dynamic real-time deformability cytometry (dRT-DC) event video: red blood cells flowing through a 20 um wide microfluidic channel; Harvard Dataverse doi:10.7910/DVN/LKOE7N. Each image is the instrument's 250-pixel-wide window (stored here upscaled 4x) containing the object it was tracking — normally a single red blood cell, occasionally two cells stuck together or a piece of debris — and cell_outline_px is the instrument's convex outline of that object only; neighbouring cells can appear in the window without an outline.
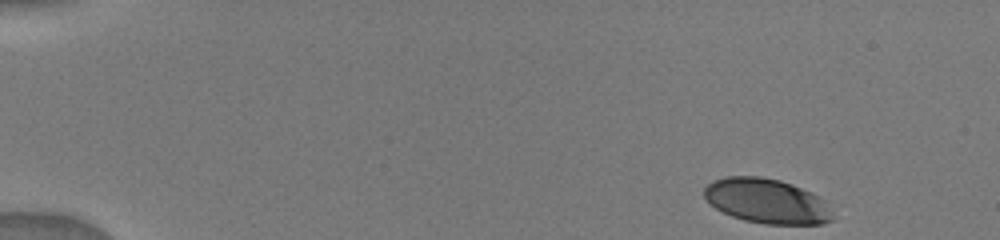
{"species": "human", "species_latin": "Homo sapiens", "temperature_condition": "warm", "stored_images_in_passage": 12, "camera_frame_rate_fps": 3000, "um_per_image_px": 0.085, "donor": {"sex": "male"}, "frame": {"image": 1, "passage_image": 1, "time_ms": 0.0, "image_size_px": [1000, 240], "cell_outline_px": [[832, 220], [824, 224], [764, 224], [744, 220], [732, 216], [716, 208], [704, 196], [704, 188], [712, 180], [728, 176], [760, 176], [780, 180], [792, 184], [812, 192], [820, 196], [824, 200], [832, 216]], "centroid_in_image_um": [65.18, 17.08], "position_along_channel_um": 19.8, "area_um2": 33.41}}
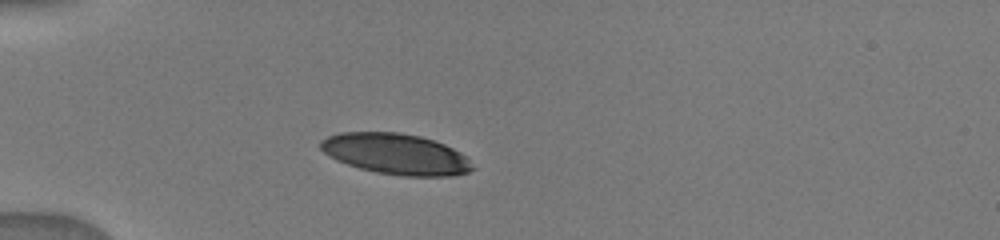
{"frame": {"image": 2, "passage_image": 4, "time_ms": 3.333, "image_size_px": [1000, 240], "cell_outline_px": [[476, 168], [468, 172], [452, 176], [404, 176], [376, 172], [360, 168], [336, 160], [324, 152], [320, 148], [320, 140], [328, 136], [340, 132], [400, 132], [420, 136], [444, 144], [468, 156]], "centroid_in_image_um": [33.68, 13.09], "position_along_channel_um": 51.3, "area_um2": 36.3}}
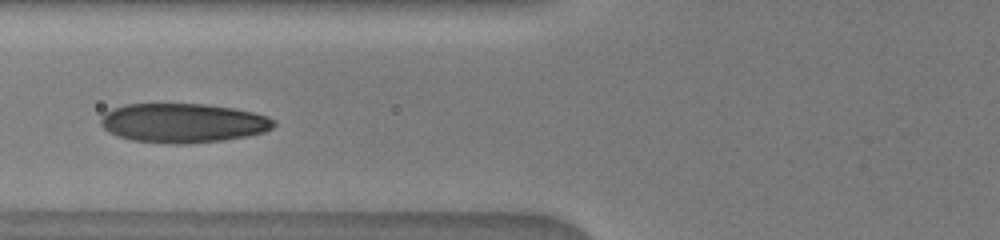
{"frame": {"image": 3, "passage_image": 6, "time_ms": 5.333, "image_size_px": [1000, 240], "cell_outline_px": [[276, 124], [272, 128], [264, 132], [248, 136], [220, 140], [184, 144], [176, 144], [132, 140], [116, 136], [108, 132], [100, 124], [100, 120], [112, 108], [124, 104], [204, 104], [232, 108], [252, 112], [268, 116], [276, 120]], "centroid_in_image_um": [15.57, 10.45], "position_along_channel_um": 110.2, "area_um2": 39.54}}